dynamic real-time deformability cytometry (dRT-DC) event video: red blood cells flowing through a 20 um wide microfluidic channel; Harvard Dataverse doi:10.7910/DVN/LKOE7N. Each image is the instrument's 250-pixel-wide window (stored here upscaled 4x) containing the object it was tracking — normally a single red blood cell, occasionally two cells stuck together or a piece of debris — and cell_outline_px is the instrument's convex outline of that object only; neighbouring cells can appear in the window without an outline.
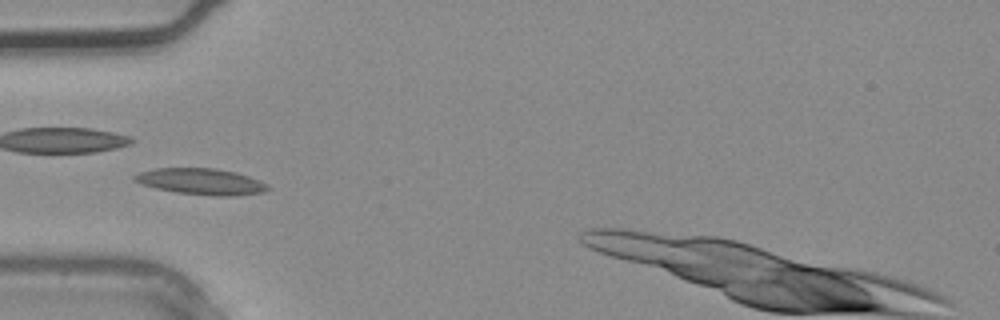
{"species": "common noctule bat (a hibernating species)", "species_latin": "Nyctalus noctula", "temperature_condition": "warm", "stored_images_in_passage": 3, "camera_frame_rate_fps": 3000, "um_per_image_px": 0.085, "animal": {"sex": "male", "body_mass_g": 20.4}, "frame": {"image": 1, "passage_image": 3, "time_ms": 0.667, "image_size_px": [1000, 320], "cell_outline_px": [[272, 188], [264, 192], [232, 196], [216, 196], [176, 192], [156, 188], [132, 180], [132, 176], [140, 172], [156, 168], [216, 168], [236, 172], [260, 180], [268, 184]], "centroid_in_image_um": [17.14, 15.43], "position_along_channel_um": 67.9, "area_um2": 20.4}}